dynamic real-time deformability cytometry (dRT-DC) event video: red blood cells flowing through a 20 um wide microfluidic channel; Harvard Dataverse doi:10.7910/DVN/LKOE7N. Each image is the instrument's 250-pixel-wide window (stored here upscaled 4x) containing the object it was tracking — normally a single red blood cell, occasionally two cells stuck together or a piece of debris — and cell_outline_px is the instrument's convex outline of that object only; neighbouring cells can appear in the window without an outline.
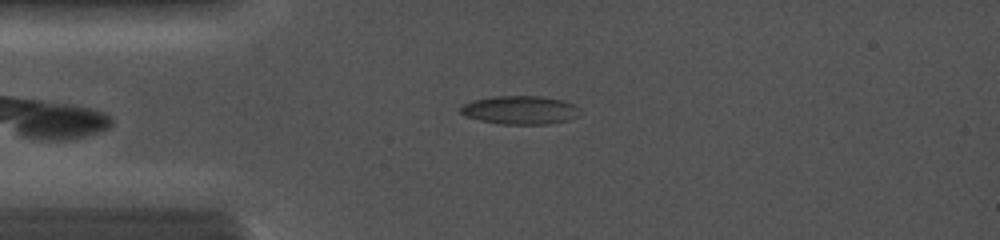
{"species": "common noctule bat (a hibernating species)", "species_latin": "Nyctalus noctula", "temperature_condition": "cold", "stored_images_in_passage": 25, "camera_frame_rate_fps": 5000, "um_per_image_px": 0.085, "animal": {"sex": "female", "body_mass_g": 19.0, "forearm_length_mm": 56.7}, "frame": {"image": 1, "passage_image": 5, "time_ms": 1.6, "image_size_px": [1000, 240], "cell_outline_px": [[580, 116], [568, 120], [548, 124], [500, 124], [480, 120], [468, 116], [460, 112], [460, 108], [464, 104], [472, 100], [492, 96], [540, 96], [564, 100], [580, 108]], "centroid_in_image_um": [44.25, 9.35], "position_along_channel_um": 40.8, "area_um2": 19.88}}
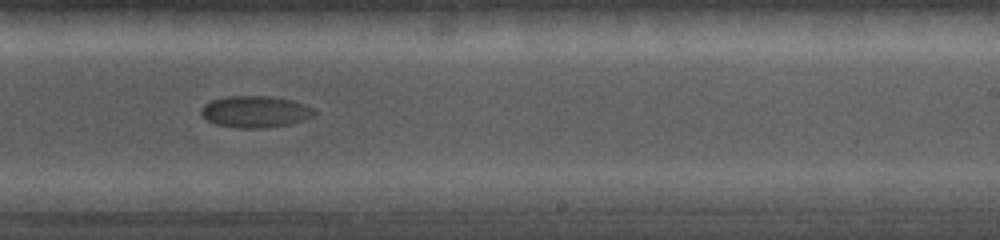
{"frame": {"image": 2, "passage_image": 15, "time_ms": 7.6, "image_size_px": [1000, 240], "cell_outline_px": [[316, 112], [312, 116], [304, 120], [288, 124], [264, 128], [236, 128], [216, 124], [208, 120], [200, 112], [200, 108], [204, 104], [212, 100], [224, 96], [268, 96], [292, 100], [304, 104], [312, 108]], "centroid_in_image_um": [21.67, 9.49], "position_along_channel_um": 267.3, "area_um2": 20.81}}
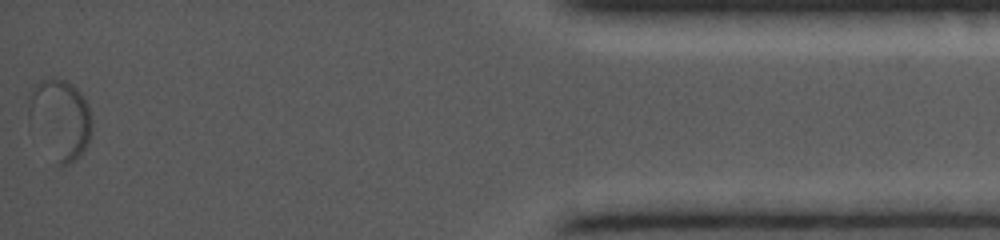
{"frame": {"image": 3, "passage_image": 25, "time_ms": 13.2, "image_size_px": [1000, 240], "cell_outline_px": [[92, 128], [88, 140], [80, 156], [68, 164], [56, 164], [28, 120], [28, 108], [32, 88], [40, 80], [56, 76], [68, 80], [84, 96], [88, 104], [92, 120]], "centroid_in_image_um": [5.12, 10.07], "position_along_channel_um": 430.1, "area_um2": 29.48}}